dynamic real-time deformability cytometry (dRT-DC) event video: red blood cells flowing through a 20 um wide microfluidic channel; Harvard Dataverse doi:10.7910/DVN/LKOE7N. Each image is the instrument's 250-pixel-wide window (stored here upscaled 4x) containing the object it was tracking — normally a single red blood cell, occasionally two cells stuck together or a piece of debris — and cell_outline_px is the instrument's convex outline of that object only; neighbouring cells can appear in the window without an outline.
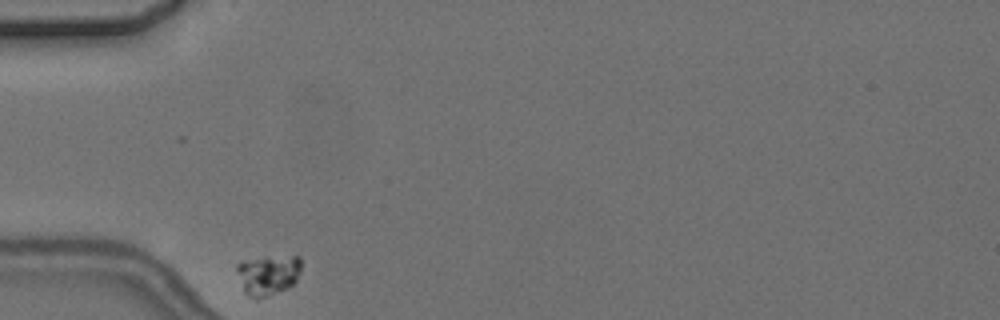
{"species": "common noctule bat (a hibernating species)", "species_latin": "Nyctalus noctula", "temperature_condition": "cold", "stored_images_in_passage": 4, "camera_frame_rate_fps": 3000, "um_per_image_px": 0.085, "animal": {"sex": "female", "body_mass_g": 24.6, "forearm_length_mm": 56.2}, "frame": {"image": 1, "passage_image": 1, "time_ms": 0.0, "image_size_px": [1000, 320], "cell_outline_px": [[300, 272], [296, 280], [288, 288], [264, 296], [248, 296], [244, 292], [236, 268], [236, 264], [240, 260], [264, 256], [300, 256]], "centroid_in_image_um": [22.77, 23.3], "position_along_channel_um": 62.2, "area_um2": 15.03}}
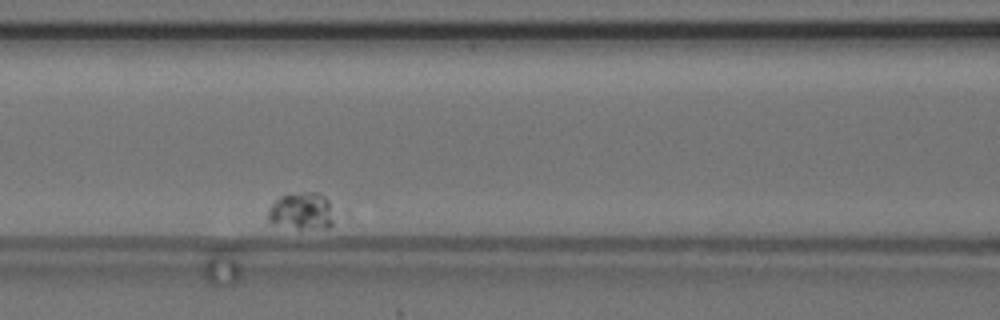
{"frame": {"image": 2, "passage_image": 4, "time_ms": 3.333, "image_size_px": [1000, 320], "cell_outline_px": [[332, 224], [328, 228], [296, 228], [272, 224], [268, 220], [268, 208], [280, 196], [300, 192], [320, 192], [328, 200], [332, 220]], "centroid_in_image_um": [25.6, 17.93], "position_along_channel_um": 141.0, "area_um2": 14.16}}